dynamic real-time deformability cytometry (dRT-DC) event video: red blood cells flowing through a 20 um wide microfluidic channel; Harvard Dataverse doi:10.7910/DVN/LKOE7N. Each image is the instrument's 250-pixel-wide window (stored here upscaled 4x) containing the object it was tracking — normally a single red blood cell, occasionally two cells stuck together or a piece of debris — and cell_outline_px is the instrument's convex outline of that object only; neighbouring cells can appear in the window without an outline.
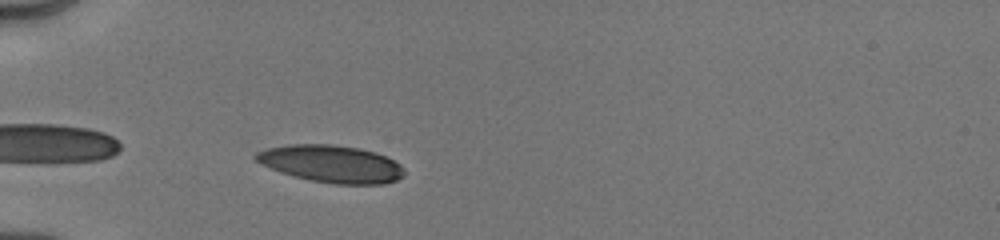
{"species": "human", "species_latin": "Homo sapiens", "temperature_condition": "cold", "stored_images_in_passage": 19, "camera_frame_rate_fps": 3000, "um_per_image_px": 0.085, "donor": {"sex": "male"}, "frame": {"image": 1, "passage_image": 6, "time_ms": 2.333, "image_size_px": [1000, 240], "cell_outline_px": [[404, 176], [396, 180], [384, 184], [336, 184], [312, 180], [280, 172], [260, 164], [252, 156], [256, 152], [264, 148], [288, 144], [332, 144], [360, 148], [376, 152], [400, 164], [404, 172]], "centroid_in_image_um": [28.12, 13.91], "position_along_channel_um": 56.9, "area_um2": 32.31}}
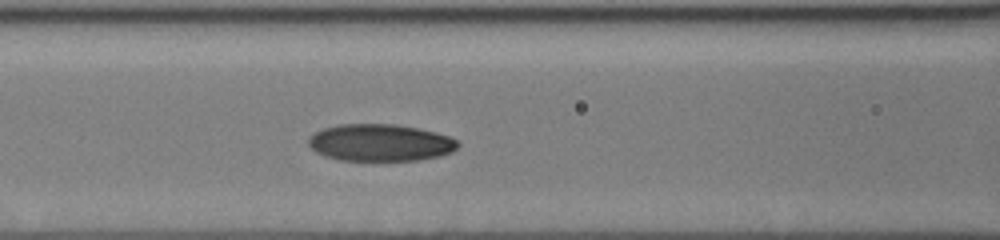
{"frame": {"image": 2, "passage_image": 16, "time_ms": 4.667, "image_size_px": [1000, 240], "cell_outline_px": [[460, 144], [452, 152], [440, 156], [416, 160], [340, 160], [324, 156], [316, 152], [308, 144], [308, 136], [324, 128], [340, 124], [396, 124], [436, 132], [448, 136], [456, 140]], "centroid_in_image_um": [32.31, 12.12], "position_along_channel_um": 134.3, "area_um2": 32.19}}
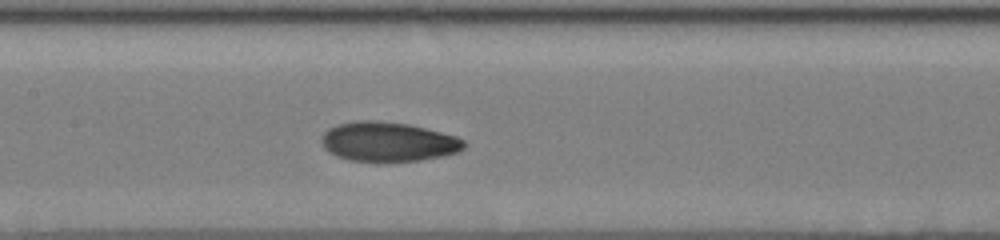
{"frame": {"image": 3, "passage_image": 19, "time_ms": 5.667, "image_size_px": [1000, 240], "cell_outline_px": [[468, 144], [460, 152], [444, 156], [420, 160], [348, 160], [336, 156], [328, 152], [324, 148], [320, 140], [324, 132], [328, 128], [336, 124], [356, 120], [376, 120], [408, 124], [456, 136], [464, 140]], "centroid_in_image_um": [32.98, 12.03], "position_along_channel_um": 174.4, "area_um2": 32.77}}